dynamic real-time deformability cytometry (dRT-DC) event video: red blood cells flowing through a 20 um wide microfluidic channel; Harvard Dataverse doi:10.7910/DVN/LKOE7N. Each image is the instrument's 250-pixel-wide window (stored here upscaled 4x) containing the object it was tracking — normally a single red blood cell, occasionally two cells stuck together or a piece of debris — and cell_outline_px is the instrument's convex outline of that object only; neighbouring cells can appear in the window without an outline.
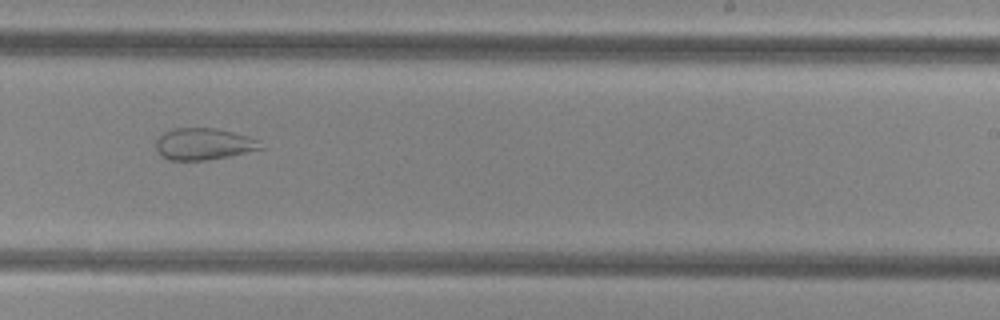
{"species": "common noctule bat (a hibernating species)", "species_latin": "Nyctalus noctula", "temperature_condition": "cold", "stored_images_in_passage": 52, "camera_frame_rate_fps": 3000, "um_per_image_px": 0.085, "animal": {"sex": "female", "body_mass_g": 29.2, "forearm_length_mm": 56.3}, "frame": {"image": 1, "passage_image": 33, "time_ms": 10.667, "image_size_px": [1000, 320], "cell_outline_px": [[264, 148], [228, 156], [208, 160], [168, 160], [160, 156], [156, 148], [156, 140], [164, 132], [172, 128], [216, 128], [248, 136], [260, 140]], "centroid_in_image_um": [17.3, 12.24], "position_along_channel_um": 271.7, "area_um2": 19.42}}
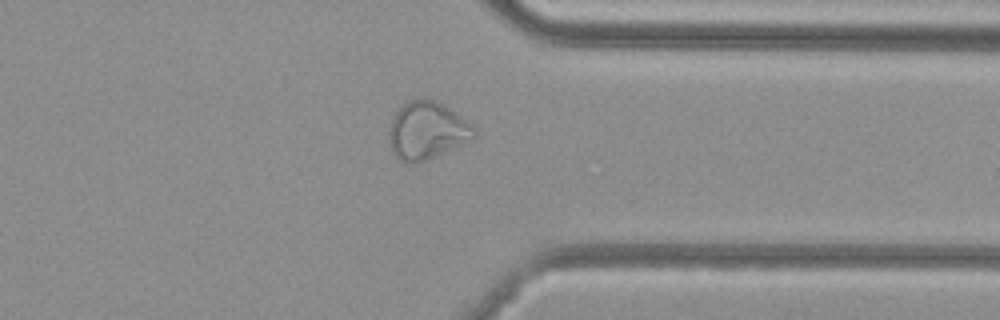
{"frame": {"image": 2, "passage_image": 41, "time_ms": 13.333, "image_size_px": [1000, 320], "cell_outline_px": [[476, 136], [460, 144], [424, 160], [412, 164], [400, 160], [392, 152], [388, 136], [388, 132], [392, 116], [400, 104], [408, 100], [424, 96], [436, 100], [472, 124], [476, 128]], "centroid_in_image_um": [36.23, 11.04], "position_along_channel_um": 375.2, "area_um2": 28.55}}
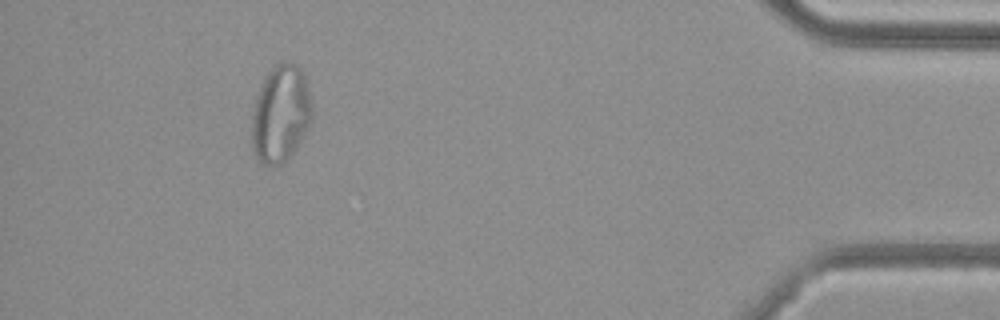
{"frame": {"image": 3, "passage_image": 48, "time_ms": 15.667, "image_size_px": [1000, 320], "cell_outline_px": [[312, 120], [296, 148], [280, 164], [264, 164], [256, 156], [252, 148], [252, 112], [256, 96], [260, 84], [264, 76], [280, 60], [296, 64], [304, 72], [312, 104]], "centroid_in_image_um": [23.85, 9.61], "position_along_channel_um": 411.3, "area_um2": 34.16}}